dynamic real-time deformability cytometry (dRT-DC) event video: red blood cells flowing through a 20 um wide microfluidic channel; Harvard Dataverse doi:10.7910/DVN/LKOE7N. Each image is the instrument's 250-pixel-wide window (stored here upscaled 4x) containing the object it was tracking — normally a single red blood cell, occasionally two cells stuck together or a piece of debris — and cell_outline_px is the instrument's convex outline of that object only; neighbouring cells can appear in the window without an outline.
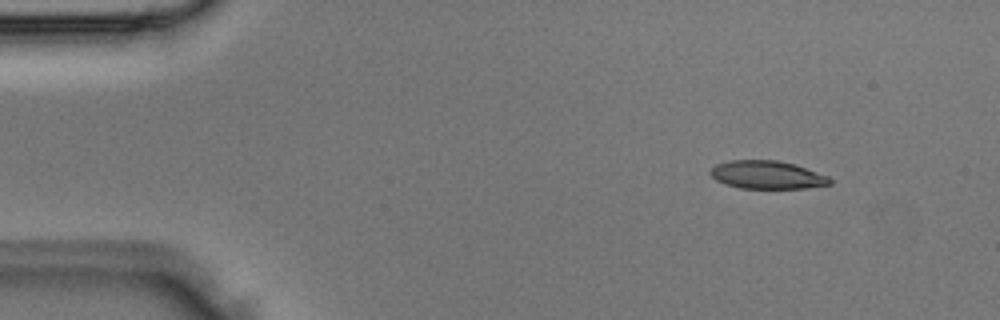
{"species": "Egyptian fruit bat (a non-hibernating species)", "species_latin": "Rousettus aegyptiacus", "temperature_condition": "room temperature", "stored_images_in_passage": 5, "camera_frame_rate_fps": 3000, "um_per_image_px": 0.085, "animal": {"sex": "male"}, "frame": {"image": 1, "passage_image": 2, "time_ms": 0.333, "image_size_px": [1000, 320], "cell_outline_px": [[832, 184], [804, 188], [740, 188], [724, 184], [716, 180], [708, 172], [716, 164], [728, 160], [776, 160], [796, 164], [828, 176], [832, 180]], "centroid_in_image_um": [65.19, 14.86], "position_along_channel_um": 19.8, "area_um2": 19.65}}